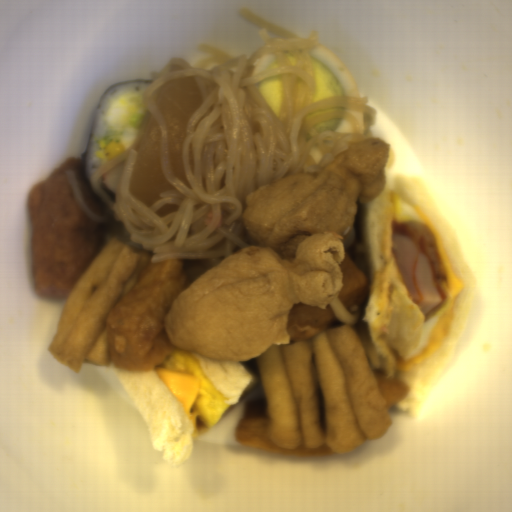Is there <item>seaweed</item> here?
I'll use <instances>...</instances> for the list:
<instances>
[{
	"instance_id": "seaweed-1",
	"label": "seaweed",
	"mask_w": 512,
	"mask_h": 512,
	"mask_svg": "<svg viewBox=\"0 0 512 512\" xmlns=\"http://www.w3.org/2000/svg\"><path fill=\"white\" fill-rule=\"evenodd\" d=\"M132 81H152V82H153L154 80H153V79H140V78H139V79H134V80H129V81L118 82V83H116V84L111 85L109 88H107V89L104 91V93H103V95H102V97H101V99H100V101H99V103H98V105H97V107H96L95 115H94V120H93V124H92V129H91V133H90V136H89V138H88V141H87V144H86L85 150H84V152H83V155H82V157H81V163H80L81 178H82V180H83V182H84V184H85V186H86V188H87L88 192L91 194V196L94 198V200L97 202V204L102 208V210H103L104 212H105V209H104L103 205L101 204L100 200L98 199V197L96 196L95 192L93 191V189H92V187H91V185H90V181H89V177H88V173H87L89 146H90V142H91V138H92V133H93L94 125H95V120H96V116H97L98 108H99V106H100V104H101V102H102V100H103V98H104V96H105L106 92H107V91H108L112 86H114V85H117V84H119V83L132 82Z\"/></svg>"
}]
</instances>
